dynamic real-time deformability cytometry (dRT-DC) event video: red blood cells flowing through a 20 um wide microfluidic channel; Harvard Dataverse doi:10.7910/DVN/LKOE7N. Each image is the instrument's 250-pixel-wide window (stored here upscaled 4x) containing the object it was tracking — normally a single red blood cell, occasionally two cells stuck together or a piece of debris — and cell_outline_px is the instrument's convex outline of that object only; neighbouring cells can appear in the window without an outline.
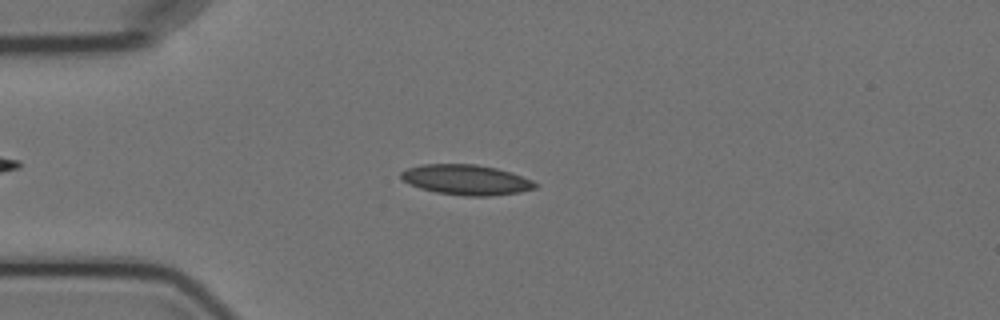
{"species": "Egyptian fruit bat (a non-hibernating species)", "species_latin": "Rousettus aegyptiacus", "temperature_condition": "cold", "stored_images_in_passage": 7, "camera_frame_rate_fps": 3000, "um_per_image_px": 0.085, "animal": {"sex": "female"}, "frame": {"image": 1, "passage_image": 2, "time_ms": 1.0, "image_size_px": [1000, 320], "cell_outline_px": [[540, 184], [536, 188], [520, 192], [488, 196], [464, 196], [436, 192], [420, 188], [404, 180], [400, 176], [400, 172], [408, 168], [420, 164], [476, 164], [496, 168], [512, 172], [532, 180]], "centroid_in_image_um": [39.66, 15.28], "position_along_channel_um": 45.3, "area_um2": 23.64}}
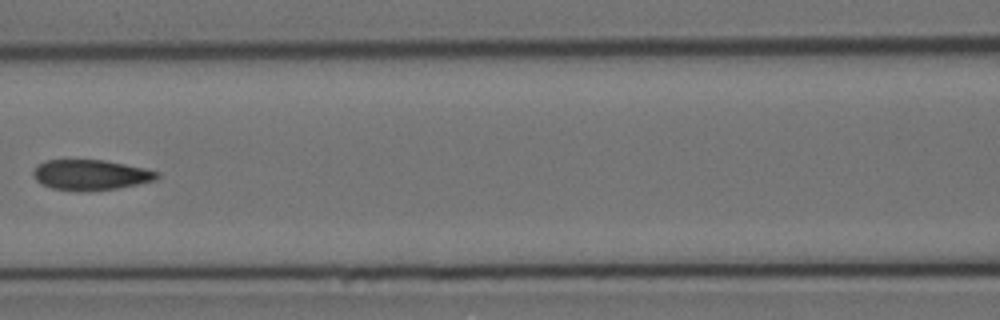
{"frame": {"image": 2, "passage_image": 5, "time_ms": 4.667, "image_size_px": [1000, 320], "cell_outline_px": [[160, 176], [156, 180], [116, 188], [52, 188], [40, 184], [36, 180], [32, 172], [36, 164], [44, 160], [104, 160], [144, 168], [160, 172]], "centroid_in_image_um": [7.69, 14.81], "position_along_channel_um": 158.9, "area_um2": 21.1}}
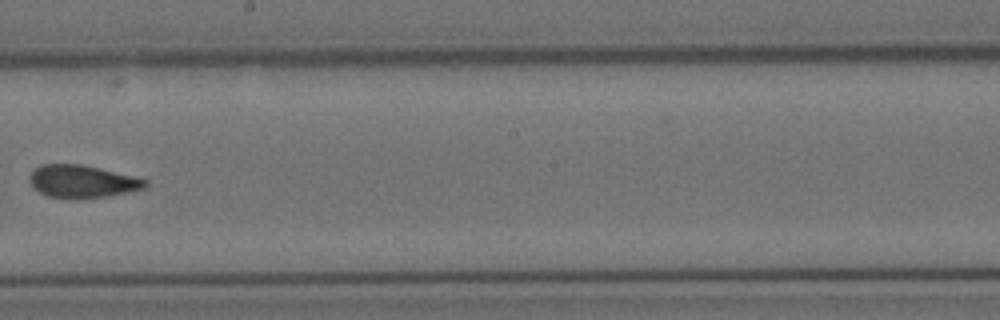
{"frame": {"image": 3, "passage_image": 7, "time_ms": 7.0, "image_size_px": [1000, 320], "cell_outline_px": [[148, 184], [144, 188], [128, 192], [108, 196], [76, 200], [68, 200], [48, 196], [40, 192], [32, 184], [28, 176], [40, 164], [80, 164], [132, 176], [148, 180]], "centroid_in_image_um": [6.97, 15.45], "position_along_channel_um": 241.2, "area_um2": 22.02}}